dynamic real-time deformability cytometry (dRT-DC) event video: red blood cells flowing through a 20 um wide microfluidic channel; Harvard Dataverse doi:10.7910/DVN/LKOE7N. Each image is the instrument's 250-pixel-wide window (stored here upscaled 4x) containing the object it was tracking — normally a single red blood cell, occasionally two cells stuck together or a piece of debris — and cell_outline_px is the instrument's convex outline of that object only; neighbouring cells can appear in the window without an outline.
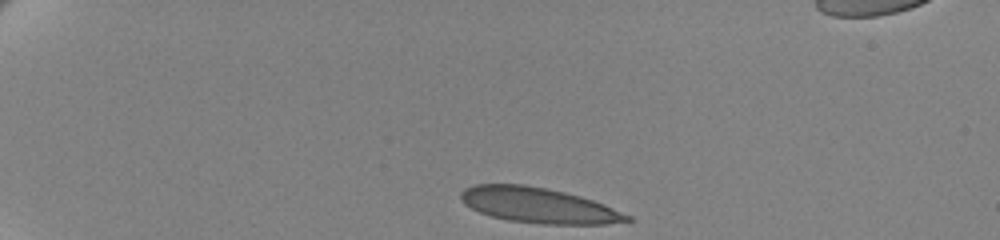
{"species": "human", "species_latin": "Homo sapiens", "temperature_condition": "cold", "stored_images_in_passage": 47, "camera_frame_rate_fps": 3000, "um_per_image_px": 0.085, "donor": {"sex": "female"}, "frame": {"image": 1, "passage_image": 1, "time_ms": 0.0, "image_size_px": [1000, 240], "cell_outline_px": [[636, 220], [604, 224], [540, 224], [508, 220], [492, 216], [480, 212], [464, 204], [460, 200], [460, 192], [464, 188], [476, 184], [524, 184], [548, 188], [580, 196], [604, 204], [632, 216]], "centroid_in_image_um": [45.78, 17.45], "position_along_channel_um": 39.2, "area_um2": 34.33}}
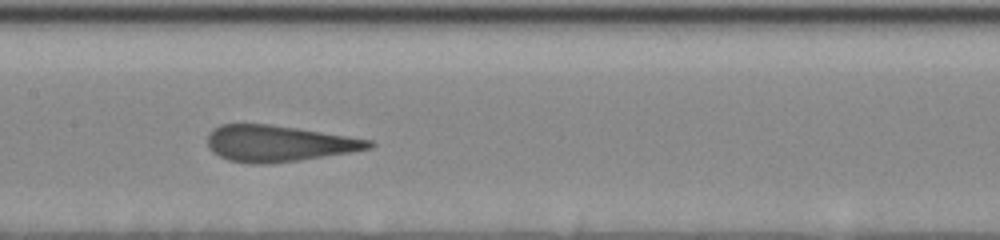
{"frame": {"image": 2, "passage_image": 20, "time_ms": 6.333, "image_size_px": [1000, 240], "cell_outline_px": [[376, 144], [372, 148], [300, 160], [272, 164], [252, 164], [228, 160], [212, 152], [208, 148], [208, 132], [212, 128], [220, 124], [268, 124], [296, 128], [372, 140]], "centroid_in_image_um": [23.63, 12.2], "position_along_channel_um": 183.8, "area_um2": 34.04}}
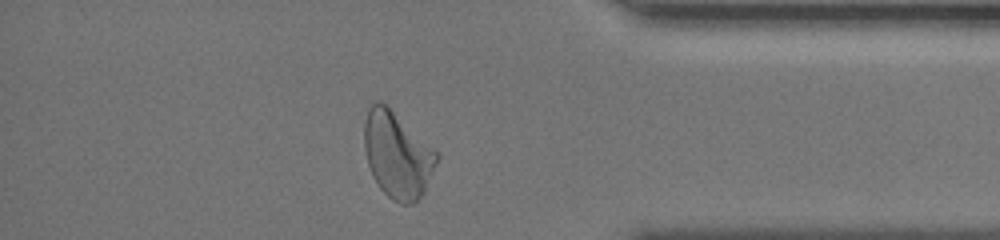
{"frame": {"image": 3, "passage_image": 40, "time_ms": 13.0, "image_size_px": [1000, 240], "cell_outline_px": [[440, 156], [424, 192], [416, 204], [400, 204], [392, 200], [380, 188], [372, 176], [368, 164], [364, 148], [364, 120], [368, 108], [376, 100], [380, 100], [388, 104], [440, 152]], "centroid_in_image_um": [33.79, 13.12], "position_along_channel_um": 401.4, "area_um2": 37.4}, "authors_computed_cell_mechanics": {"area_um2": 34.969, "velocity_mm_per_s": 3.4544, "shape_relaxation_time_tau1_ms": 6.7055, "shape_relaxation_time_tau2_ms": null, "deformation_change_tau1": 0.2177, "deformation_change_tau2": null}}